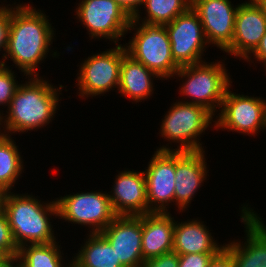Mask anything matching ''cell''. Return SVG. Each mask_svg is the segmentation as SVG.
<instances>
[{
  "label": "cell",
  "mask_w": 266,
  "mask_h": 267,
  "mask_svg": "<svg viewBox=\"0 0 266 267\" xmlns=\"http://www.w3.org/2000/svg\"><path fill=\"white\" fill-rule=\"evenodd\" d=\"M32 5L24 2L17 4L16 1L10 4L8 45L4 57L5 63L7 60L14 63L6 67L14 66L26 77L40 76L39 65L49 56H60L58 51L51 49L56 35L55 27L43 10Z\"/></svg>",
  "instance_id": "obj_1"
},
{
  "label": "cell",
  "mask_w": 266,
  "mask_h": 267,
  "mask_svg": "<svg viewBox=\"0 0 266 267\" xmlns=\"http://www.w3.org/2000/svg\"><path fill=\"white\" fill-rule=\"evenodd\" d=\"M45 76L25 77L20 83L8 109L1 116L2 129L5 135L25 134L48 127L60 108L62 88L53 86ZM60 97V99H59ZM4 115V116H3ZM35 129V130H34Z\"/></svg>",
  "instance_id": "obj_2"
},
{
  "label": "cell",
  "mask_w": 266,
  "mask_h": 267,
  "mask_svg": "<svg viewBox=\"0 0 266 267\" xmlns=\"http://www.w3.org/2000/svg\"><path fill=\"white\" fill-rule=\"evenodd\" d=\"M5 214L18 248L27 244H48L58 239L51 222L52 218H58L56 199L47 202L32 193L12 191L6 198Z\"/></svg>",
  "instance_id": "obj_3"
},
{
  "label": "cell",
  "mask_w": 266,
  "mask_h": 267,
  "mask_svg": "<svg viewBox=\"0 0 266 267\" xmlns=\"http://www.w3.org/2000/svg\"><path fill=\"white\" fill-rule=\"evenodd\" d=\"M214 118V119H213ZM213 124V125H212ZM212 126V127H211ZM209 128H215V115L198 104L173 102L160 124L159 136L169 143L159 145L156 151H203L201 138ZM175 145L177 148H173ZM169 144L171 146H169Z\"/></svg>",
  "instance_id": "obj_4"
},
{
  "label": "cell",
  "mask_w": 266,
  "mask_h": 267,
  "mask_svg": "<svg viewBox=\"0 0 266 267\" xmlns=\"http://www.w3.org/2000/svg\"><path fill=\"white\" fill-rule=\"evenodd\" d=\"M225 65V60H215L180 67L173 77L182 80L178 93L185 99L179 101L202 105L216 115L233 81Z\"/></svg>",
  "instance_id": "obj_5"
},
{
  "label": "cell",
  "mask_w": 266,
  "mask_h": 267,
  "mask_svg": "<svg viewBox=\"0 0 266 267\" xmlns=\"http://www.w3.org/2000/svg\"><path fill=\"white\" fill-rule=\"evenodd\" d=\"M128 33L133 37H129L131 39L124 44L127 54L157 74L162 82L169 78L171 80L180 67L172 57L171 43L165 25L136 22L132 18Z\"/></svg>",
  "instance_id": "obj_6"
},
{
  "label": "cell",
  "mask_w": 266,
  "mask_h": 267,
  "mask_svg": "<svg viewBox=\"0 0 266 267\" xmlns=\"http://www.w3.org/2000/svg\"><path fill=\"white\" fill-rule=\"evenodd\" d=\"M125 46L113 45L105 51L91 53L84 58L76 74L78 98H93L104 96L107 92L118 91L120 66L122 57L126 54ZM117 88V89H116Z\"/></svg>",
  "instance_id": "obj_7"
},
{
  "label": "cell",
  "mask_w": 266,
  "mask_h": 267,
  "mask_svg": "<svg viewBox=\"0 0 266 267\" xmlns=\"http://www.w3.org/2000/svg\"><path fill=\"white\" fill-rule=\"evenodd\" d=\"M232 86L226 90L215 116V130L228 129V132L253 137L266 131V98L232 92Z\"/></svg>",
  "instance_id": "obj_8"
},
{
  "label": "cell",
  "mask_w": 266,
  "mask_h": 267,
  "mask_svg": "<svg viewBox=\"0 0 266 267\" xmlns=\"http://www.w3.org/2000/svg\"><path fill=\"white\" fill-rule=\"evenodd\" d=\"M80 192L56 198L58 219L88 227L89 233H101L117 216L109 194L100 190Z\"/></svg>",
  "instance_id": "obj_9"
},
{
  "label": "cell",
  "mask_w": 266,
  "mask_h": 267,
  "mask_svg": "<svg viewBox=\"0 0 266 267\" xmlns=\"http://www.w3.org/2000/svg\"><path fill=\"white\" fill-rule=\"evenodd\" d=\"M78 4V6H77ZM75 6L77 22L86 28L88 37L105 39L118 45L126 36L131 17L114 0H80ZM108 39V40H107Z\"/></svg>",
  "instance_id": "obj_10"
},
{
  "label": "cell",
  "mask_w": 266,
  "mask_h": 267,
  "mask_svg": "<svg viewBox=\"0 0 266 267\" xmlns=\"http://www.w3.org/2000/svg\"><path fill=\"white\" fill-rule=\"evenodd\" d=\"M165 27L171 43L172 57L179 67L206 61L203 56L210 45L206 40L199 16L192 7L178 15L172 22L165 24Z\"/></svg>",
  "instance_id": "obj_11"
},
{
  "label": "cell",
  "mask_w": 266,
  "mask_h": 267,
  "mask_svg": "<svg viewBox=\"0 0 266 267\" xmlns=\"http://www.w3.org/2000/svg\"><path fill=\"white\" fill-rule=\"evenodd\" d=\"M149 160L144 171L148 213H169L175 205L176 151H155Z\"/></svg>",
  "instance_id": "obj_12"
},
{
  "label": "cell",
  "mask_w": 266,
  "mask_h": 267,
  "mask_svg": "<svg viewBox=\"0 0 266 267\" xmlns=\"http://www.w3.org/2000/svg\"><path fill=\"white\" fill-rule=\"evenodd\" d=\"M239 209L241 213L238 216L244 225L246 237H243V241L236 239L225 242V248L232 254L235 267H266L265 221L248 203L241 204Z\"/></svg>",
  "instance_id": "obj_13"
},
{
  "label": "cell",
  "mask_w": 266,
  "mask_h": 267,
  "mask_svg": "<svg viewBox=\"0 0 266 267\" xmlns=\"http://www.w3.org/2000/svg\"><path fill=\"white\" fill-rule=\"evenodd\" d=\"M239 5H233L231 0H191V7L198 14L211 47L224 52L231 45Z\"/></svg>",
  "instance_id": "obj_14"
},
{
  "label": "cell",
  "mask_w": 266,
  "mask_h": 267,
  "mask_svg": "<svg viewBox=\"0 0 266 267\" xmlns=\"http://www.w3.org/2000/svg\"><path fill=\"white\" fill-rule=\"evenodd\" d=\"M109 241L124 267H141L142 255V215H117L101 232Z\"/></svg>",
  "instance_id": "obj_15"
},
{
  "label": "cell",
  "mask_w": 266,
  "mask_h": 267,
  "mask_svg": "<svg viewBox=\"0 0 266 267\" xmlns=\"http://www.w3.org/2000/svg\"><path fill=\"white\" fill-rule=\"evenodd\" d=\"M206 151L177 152L175 171V206L179 214L189 210L209 173ZM180 210V211H179Z\"/></svg>",
  "instance_id": "obj_16"
},
{
  "label": "cell",
  "mask_w": 266,
  "mask_h": 267,
  "mask_svg": "<svg viewBox=\"0 0 266 267\" xmlns=\"http://www.w3.org/2000/svg\"><path fill=\"white\" fill-rule=\"evenodd\" d=\"M266 33V15L254 0L244 1L235 16L234 36L231 45L223 53L235 59H246L258 46Z\"/></svg>",
  "instance_id": "obj_17"
},
{
  "label": "cell",
  "mask_w": 266,
  "mask_h": 267,
  "mask_svg": "<svg viewBox=\"0 0 266 267\" xmlns=\"http://www.w3.org/2000/svg\"><path fill=\"white\" fill-rule=\"evenodd\" d=\"M108 192L116 215L139 216L148 214V201L144 170L128 168L117 172Z\"/></svg>",
  "instance_id": "obj_18"
},
{
  "label": "cell",
  "mask_w": 266,
  "mask_h": 267,
  "mask_svg": "<svg viewBox=\"0 0 266 267\" xmlns=\"http://www.w3.org/2000/svg\"><path fill=\"white\" fill-rule=\"evenodd\" d=\"M201 218L175 220L173 252L178 255L191 253L218 254L225 244H219Z\"/></svg>",
  "instance_id": "obj_19"
},
{
  "label": "cell",
  "mask_w": 266,
  "mask_h": 267,
  "mask_svg": "<svg viewBox=\"0 0 266 267\" xmlns=\"http://www.w3.org/2000/svg\"><path fill=\"white\" fill-rule=\"evenodd\" d=\"M175 219L169 213L142 215V255L152 259L173 251Z\"/></svg>",
  "instance_id": "obj_20"
},
{
  "label": "cell",
  "mask_w": 266,
  "mask_h": 267,
  "mask_svg": "<svg viewBox=\"0 0 266 267\" xmlns=\"http://www.w3.org/2000/svg\"><path fill=\"white\" fill-rule=\"evenodd\" d=\"M154 79L162 80L157 74L126 53L122 57L117 93L135 104L148 100L155 91Z\"/></svg>",
  "instance_id": "obj_21"
},
{
  "label": "cell",
  "mask_w": 266,
  "mask_h": 267,
  "mask_svg": "<svg viewBox=\"0 0 266 267\" xmlns=\"http://www.w3.org/2000/svg\"><path fill=\"white\" fill-rule=\"evenodd\" d=\"M87 235L78 252L71 257L75 265L78 267H124L117 259L109 241L101 233H87Z\"/></svg>",
  "instance_id": "obj_22"
},
{
  "label": "cell",
  "mask_w": 266,
  "mask_h": 267,
  "mask_svg": "<svg viewBox=\"0 0 266 267\" xmlns=\"http://www.w3.org/2000/svg\"><path fill=\"white\" fill-rule=\"evenodd\" d=\"M60 241L48 244H27L18 249L14 267H67Z\"/></svg>",
  "instance_id": "obj_23"
},
{
  "label": "cell",
  "mask_w": 266,
  "mask_h": 267,
  "mask_svg": "<svg viewBox=\"0 0 266 267\" xmlns=\"http://www.w3.org/2000/svg\"><path fill=\"white\" fill-rule=\"evenodd\" d=\"M13 138L5 134L0 137V185L10 192L14 191L13 188L25 168L22 152Z\"/></svg>",
  "instance_id": "obj_24"
},
{
  "label": "cell",
  "mask_w": 266,
  "mask_h": 267,
  "mask_svg": "<svg viewBox=\"0 0 266 267\" xmlns=\"http://www.w3.org/2000/svg\"><path fill=\"white\" fill-rule=\"evenodd\" d=\"M191 7V0H145L141 10L133 18L136 22L167 24ZM144 14V18L142 17Z\"/></svg>",
  "instance_id": "obj_25"
},
{
  "label": "cell",
  "mask_w": 266,
  "mask_h": 267,
  "mask_svg": "<svg viewBox=\"0 0 266 267\" xmlns=\"http://www.w3.org/2000/svg\"><path fill=\"white\" fill-rule=\"evenodd\" d=\"M13 67H6L2 72H0V106L7 109L10 105L11 99L13 98L20 82L17 81V76L12 70ZM19 83V84H18ZM0 110V115L2 116L4 109Z\"/></svg>",
  "instance_id": "obj_26"
},
{
  "label": "cell",
  "mask_w": 266,
  "mask_h": 267,
  "mask_svg": "<svg viewBox=\"0 0 266 267\" xmlns=\"http://www.w3.org/2000/svg\"><path fill=\"white\" fill-rule=\"evenodd\" d=\"M18 249L7 216L5 212L0 213V251L14 263L18 255Z\"/></svg>",
  "instance_id": "obj_27"
},
{
  "label": "cell",
  "mask_w": 266,
  "mask_h": 267,
  "mask_svg": "<svg viewBox=\"0 0 266 267\" xmlns=\"http://www.w3.org/2000/svg\"><path fill=\"white\" fill-rule=\"evenodd\" d=\"M6 3L1 2L0 4V52H2V59L5 57L10 27V4L6 5Z\"/></svg>",
  "instance_id": "obj_28"
},
{
  "label": "cell",
  "mask_w": 266,
  "mask_h": 267,
  "mask_svg": "<svg viewBox=\"0 0 266 267\" xmlns=\"http://www.w3.org/2000/svg\"><path fill=\"white\" fill-rule=\"evenodd\" d=\"M215 255L206 253L179 255V267H207Z\"/></svg>",
  "instance_id": "obj_29"
},
{
  "label": "cell",
  "mask_w": 266,
  "mask_h": 267,
  "mask_svg": "<svg viewBox=\"0 0 266 267\" xmlns=\"http://www.w3.org/2000/svg\"><path fill=\"white\" fill-rule=\"evenodd\" d=\"M141 267H179V255L172 251L152 259H146Z\"/></svg>",
  "instance_id": "obj_30"
},
{
  "label": "cell",
  "mask_w": 266,
  "mask_h": 267,
  "mask_svg": "<svg viewBox=\"0 0 266 267\" xmlns=\"http://www.w3.org/2000/svg\"><path fill=\"white\" fill-rule=\"evenodd\" d=\"M207 267H235L232 254L224 247L209 262Z\"/></svg>",
  "instance_id": "obj_31"
},
{
  "label": "cell",
  "mask_w": 266,
  "mask_h": 267,
  "mask_svg": "<svg viewBox=\"0 0 266 267\" xmlns=\"http://www.w3.org/2000/svg\"><path fill=\"white\" fill-rule=\"evenodd\" d=\"M131 18H134L140 11L145 0H114Z\"/></svg>",
  "instance_id": "obj_32"
},
{
  "label": "cell",
  "mask_w": 266,
  "mask_h": 267,
  "mask_svg": "<svg viewBox=\"0 0 266 267\" xmlns=\"http://www.w3.org/2000/svg\"><path fill=\"white\" fill-rule=\"evenodd\" d=\"M255 59V61H254ZM266 59V33L260 40L256 49L244 60V62H248V65H253L252 63H260L261 61Z\"/></svg>",
  "instance_id": "obj_33"
},
{
  "label": "cell",
  "mask_w": 266,
  "mask_h": 267,
  "mask_svg": "<svg viewBox=\"0 0 266 267\" xmlns=\"http://www.w3.org/2000/svg\"><path fill=\"white\" fill-rule=\"evenodd\" d=\"M9 192L8 189L0 185V213L5 212V202Z\"/></svg>",
  "instance_id": "obj_34"
},
{
  "label": "cell",
  "mask_w": 266,
  "mask_h": 267,
  "mask_svg": "<svg viewBox=\"0 0 266 267\" xmlns=\"http://www.w3.org/2000/svg\"><path fill=\"white\" fill-rule=\"evenodd\" d=\"M0 267H14V264L0 251Z\"/></svg>",
  "instance_id": "obj_35"
},
{
  "label": "cell",
  "mask_w": 266,
  "mask_h": 267,
  "mask_svg": "<svg viewBox=\"0 0 266 267\" xmlns=\"http://www.w3.org/2000/svg\"><path fill=\"white\" fill-rule=\"evenodd\" d=\"M254 2L260 7L262 12L266 15V0H254Z\"/></svg>",
  "instance_id": "obj_36"
},
{
  "label": "cell",
  "mask_w": 266,
  "mask_h": 267,
  "mask_svg": "<svg viewBox=\"0 0 266 267\" xmlns=\"http://www.w3.org/2000/svg\"><path fill=\"white\" fill-rule=\"evenodd\" d=\"M6 66L7 64L5 63V59H0V72H2Z\"/></svg>",
  "instance_id": "obj_37"
},
{
  "label": "cell",
  "mask_w": 266,
  "mask_h": 267,
  "mask_svg": "<svg viewBox=\"0 0 266 267\" xmlns=\"http://www.w3.org/2000/svg\"><path fill=\"white\" fill-rule=\"evenodd\" d=\"M2 128V120H1V115H0V137L4 134Z\"/></svg>",
  "instance_id": "obj_38"
},
{
  "label": "cell",
  "mask_w": 266,
  "mask_h": 267,
  "mask_svg": "<svg viewBox=\"0 0 266 267\" xmlns=\"http://www.w3.org/2000/svg\"><path fill=\"white\" fill-rule=\"evenodd\" d=\"M262 64V67H264V69H265V71H266V59L265 60H263V61H261L260 62V65ZM265 74H266V72H265Z\"/></svg>",
  "instance_id": "obj_39"
},
{
  "label": "cell",
  "mask_w": 266,
  "mask_h": 267,
  "mask_svg": "<svg viewBox=\"0 0 266 267\" xmlns=\"http://www.w3.org/2000/svg\"><path fill=\"white\" fill-rule=\"evenodd\" d=\"M67 267H78L77 265H75L72 261L70 262V264Z\"/></svg>",
  "instance_id": "obj_40"
}]
</instances>
